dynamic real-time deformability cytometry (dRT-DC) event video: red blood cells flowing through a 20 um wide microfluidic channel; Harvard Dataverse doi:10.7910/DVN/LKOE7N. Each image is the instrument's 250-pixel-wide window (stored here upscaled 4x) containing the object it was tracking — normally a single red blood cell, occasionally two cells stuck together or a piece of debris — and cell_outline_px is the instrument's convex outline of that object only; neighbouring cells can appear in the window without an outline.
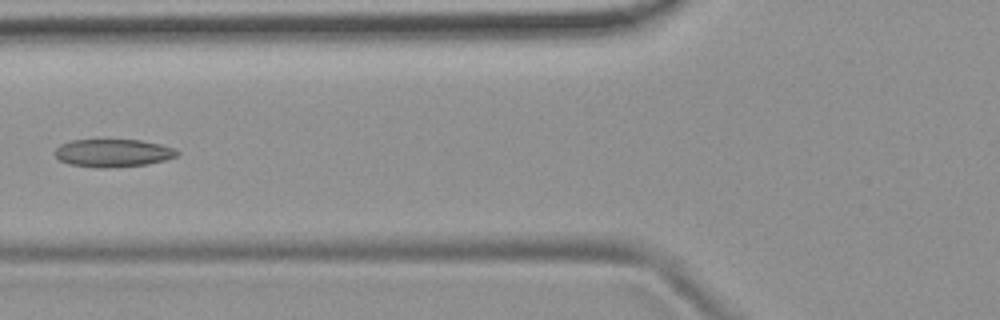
{"species": "common noctule bat (a hibernating species)", "species_latin": "Nyctalus noctula", "temperature_condition": "room temperature", "stored_images_in_passage": 5, "camera_frame_rate_fps": 3000, "um_per_image_px": 0.085, "animal": {"sex": "female", "body_mass_g": 19.9}, "frame": {"image": 1, "passage_image": 5, "time_ms": 4.667, "image_size_px": [1000, 320], "cell_outline_px": [[180, 152], [176, 156], [164, 160], [148, 164], [104, 168], [96, 168], [68, 164], [60, 160], [56, 156], [56, 148], [60, 144], [72, 140], [140, 140], [160, 144], [176, 148]], "centroid_in_image_um": [9.61, 13.01], "position_along_channel_um": 116.2, "area_um2": 19.83}}